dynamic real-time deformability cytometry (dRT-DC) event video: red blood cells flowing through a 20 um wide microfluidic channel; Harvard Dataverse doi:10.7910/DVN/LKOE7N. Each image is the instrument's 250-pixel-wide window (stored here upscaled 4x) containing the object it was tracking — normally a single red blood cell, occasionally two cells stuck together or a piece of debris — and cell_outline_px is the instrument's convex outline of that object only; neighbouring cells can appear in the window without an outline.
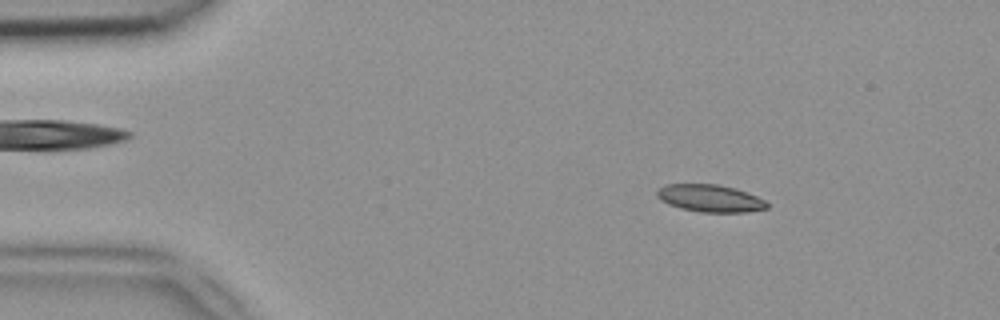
{"species": "common noctule bat (a hibernating species)", "species_latin": "Nyctalus noctula", "temperature_condition": "room temperature", "stored_images_in_passage": 49, "camera_frame_rate_fps": 3000, "um_per_image_px": 0.085, "animal": {"sex": "female", "body_mass_g": 18.4}, "frame": {"image": 1, "passage_image": 7, "time_ms": 2.0, "image_size_px": [1000, 320], "cell_outline_px": [[768, 208], [748, 212], [700, 212], [680, 208], [668, 204], [660, 200], [656, 196], [656, 192], [664, 184], [716, 184], [736, 188], [756, 196], [764, 200], [768, 204]], "centroid_in_image_um": [60.34, 16.85], "position_along_channel_um": 24.7, "area_um2": 17.57}}
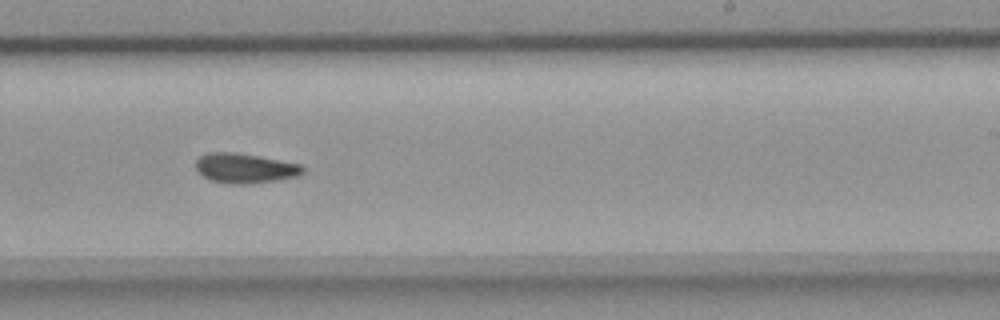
{"frame": {"image": 2, "passage_image": 30, "time_ms": 9.667, "image_size_px": [1000, 320], "cell_outline_px": [[304, 172], [296, 176], [276, 180], [248, 184], [236, 184], [212, 180], [204, 176], [196, 168], [196, 160], [200, 156], [208, 152], [236, 152], [260, 156], [300, 164], [304, 168]], "centroid_in_image_um": [20.82, 14.28], "position_along_channel_um": 268.2, "area_um2": 18.38}}
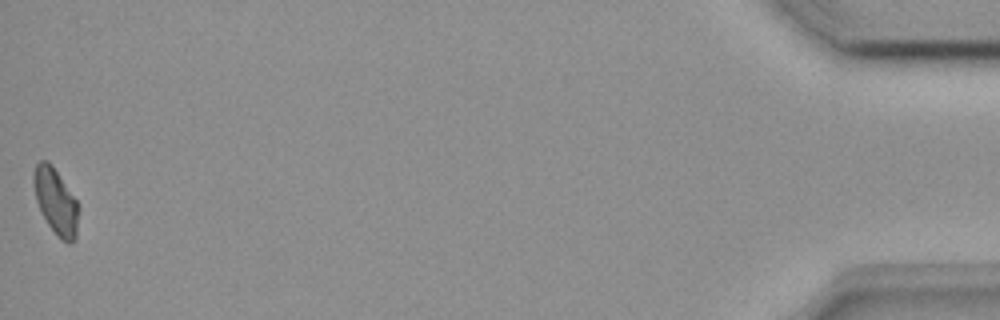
{"frame": {"image": 3, "passage_image": 49, "time_ms": 16.0, "image_size_px": [1000, 320], "cell_outline_px": [[80, 208], [76, 236], [72, 244], [68, 244], [60, 240], [56, 236], [48, 224], [36, 200], [32, 184], [32, 176], [36, 164], [40, 160], [48, 160], [52, 164], [76, 200]], "centroid_in_image_um": [4.75, 17.14], "position_along_channel_um": 430.5, "area_um2": 17.51}}